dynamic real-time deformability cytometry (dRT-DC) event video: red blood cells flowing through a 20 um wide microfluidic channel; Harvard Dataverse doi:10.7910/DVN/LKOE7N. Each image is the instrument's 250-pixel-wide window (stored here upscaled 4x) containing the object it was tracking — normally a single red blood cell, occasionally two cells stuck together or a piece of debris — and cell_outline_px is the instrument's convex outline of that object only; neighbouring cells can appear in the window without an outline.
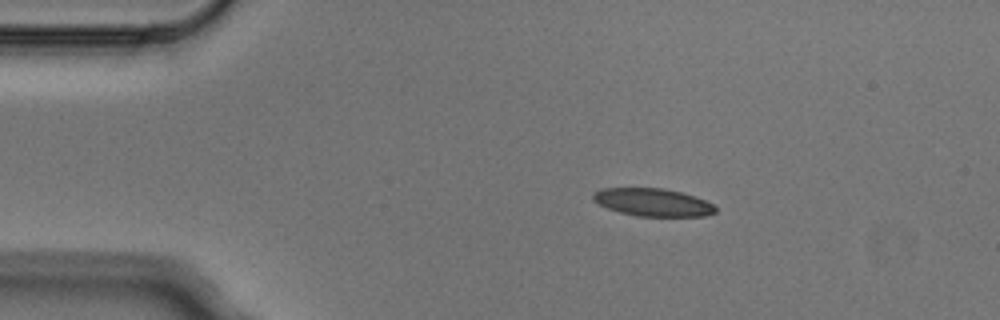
{"species": "Egyptian fruit bat (a non-hibernating species)", "species_latin": "Rousettus aegyptiacus", "temperature_condition": "cold", "stored_images_in_passage": 6, "camera_frame_rate_fps": 3000, "um_per_image_px": 0.085, "animal": {"sex": "male"}, "frame": {"image": 1, "passage_image": 2, "time_ms": 0.333, "image_size_px": [1000, 320], "cell_outline_px": [[716, 212], [704, 216], [636, 216], [620, 212], [608, 208], [592, 200], [592, 192], [600, 188], [664, 188], [680, 192], [704, 200], [712, 204], [716, 208]], "centroid_in_image_um": [55.44, 17.19], "position_along_channel_um": 29.6, "area_um2": 19.71}}
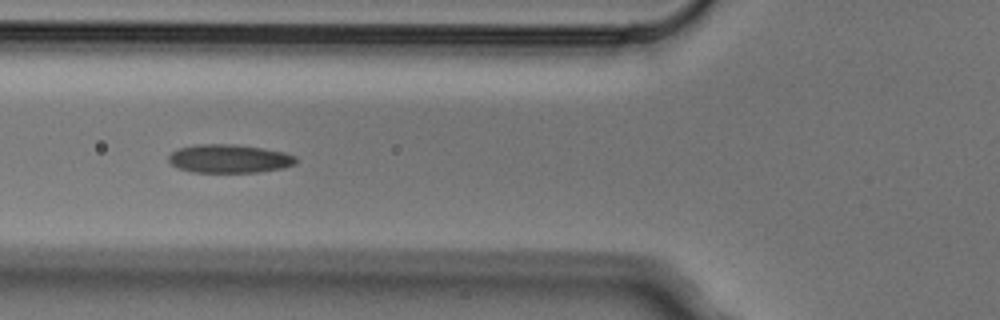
{"frame": {"image": 2, "passage_image": 4, "time_ms": 1.0, "image_size_px": [1000, 320], "cell_outline_px": [[296, 164], [284, 168], [256, 172], [192, 172], [176, 168], [168, 160], [168, 156], [172, 152], [180, 148], [196, 144], [232, 144], [264, 148], [284, 152], [296, 156]], "centroid_in_image_um": [19.49, 13.49], "position_along_channel_um": 106.3, "area_um2": 21.21}}
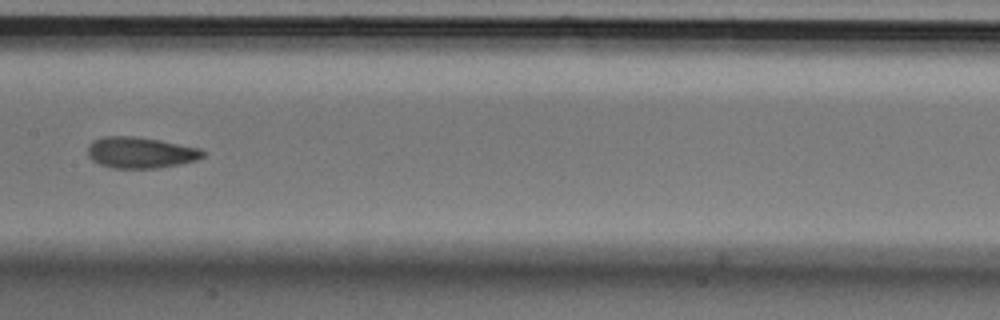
{"frame": {"image": 3, "passage_image": 6, "time_ms": 1.667, "image_size_px": [1000, 320], "cell_outline_px": [[204, 156], [196, 160], [180, 164], [156, 168], [112, 168], [100, 164], [92, 160], [88, 156], [88, 144], [92, 140], [104, 136], [136, 136], [160, 140], [200, 148], [204, 152]], "centroid_in_image_um": [11.92, 12.96], "position_along_channel_um": 195.5, "area_um2": 20.98}}